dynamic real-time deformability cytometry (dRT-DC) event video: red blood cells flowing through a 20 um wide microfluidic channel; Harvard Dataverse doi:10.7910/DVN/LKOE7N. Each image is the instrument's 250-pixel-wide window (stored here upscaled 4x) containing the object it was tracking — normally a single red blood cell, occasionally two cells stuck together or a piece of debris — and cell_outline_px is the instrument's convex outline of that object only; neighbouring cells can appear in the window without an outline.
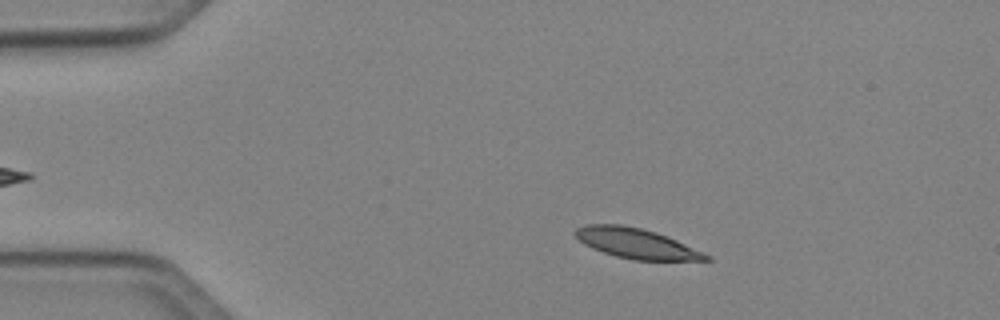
{"species": "Egyptian fruit bat (a non-hibernating species)", "species_latin": "Rousettus aegyptiacus", "temperature_condition": "cold", "stored_images_in_passage": 48, "camera_frame_rate_fps": 3000, "um_per_image_px": 0.085, "animal": {"sex": "female"}, "frame": {"image": 1, "passage_image": 7, "time_ms": 2.0, "image_size_px": [1000, 320], "cell_outline_px": [[712, 260], [632, 260], [616, 256], [592, 248], [584, 244], [572, 232], [576, 228], [588, 224], [620, 224], [640, 228], [656, 232], [676, 240], [712, 256]], "centroid_in_image_um": [54.07, 20.69], "position_along_channel_um": 30.9, "area_um2": 22.77}}
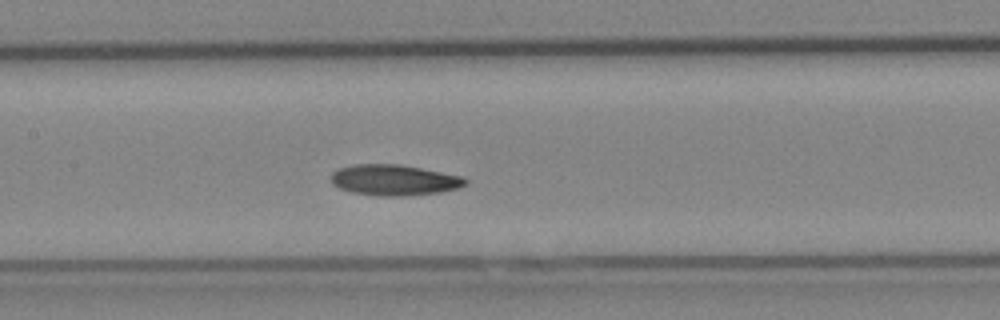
{"frame": {"image": 2, "passage_image": 22, "time_ms": 7.0, "image_size_px": [1000, 320], "cell_outline_px": [[468, 184], [456, 188], [440, 192], [408, 196], [376, 196], [352, 192], [340, 188], [332, 184], [332, 172], [340, 168], [352, 164], [400, 164], [464, 176], [468, 180]], "centroid_in_image_um": [33.53, 15.3], "position_along_channel_um": 173.9, "area_um2": 24.28}}
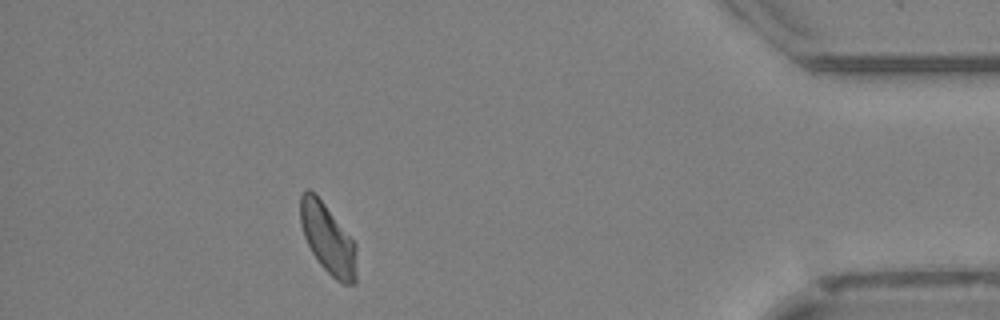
{"frame": {"image": 3, "passage_image": 43, "time_ms": 14.0, "image_size_px": [1000, 320], "cell_outline_px": [[356, 284], [344, 284], [336, 280], [320, 264], [312, 252], [304, 236], [300, 224], [300, 196], [308, 188], [316, 192], [356, 244]], "centroid_in_image_um": [27.86, 20.27], "position_along_channel_um": 407.3, "area_um2": 22.95}, "authors_computed_cell_mechanics": {"area_um2": 23.0622, "velocity_mm_per_s": 4.0253, "shape_relaxation_time_tau1_ms": 5.1962, "shape_relaxation_time_tau2_ms": null, "deformation_change_tau1": 0.1196, "deformation_change_tau2": null}}